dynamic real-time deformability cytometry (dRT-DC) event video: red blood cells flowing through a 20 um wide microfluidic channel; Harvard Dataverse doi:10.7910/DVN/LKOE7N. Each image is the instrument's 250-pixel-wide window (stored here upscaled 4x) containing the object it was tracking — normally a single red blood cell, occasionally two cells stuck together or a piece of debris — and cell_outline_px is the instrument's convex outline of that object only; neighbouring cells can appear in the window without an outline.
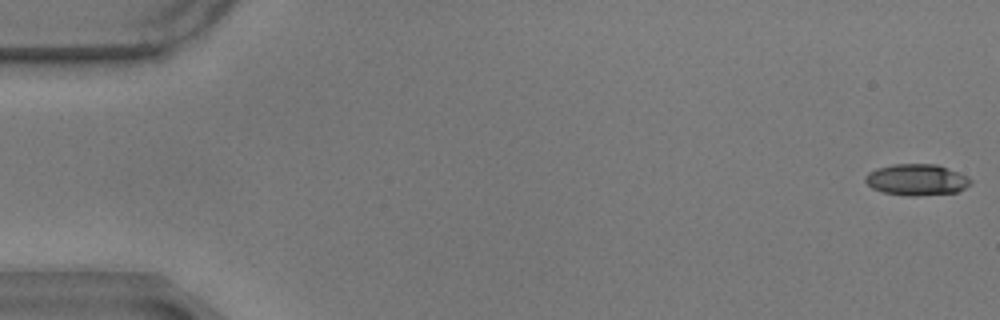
{"species": "common noctule bat (a hibernating species)", "species_latin": "Nyctalus noctula", "temperature_condition": "warm", "stored_images_in_passage": 58, "camera_frame_rate_fps": 3000, "um_per_image_px": 0.085, "animal": {"sex": "male", "body_mass_g": 17.9}, "frame": {"image": 1, "passage_image": 1, "time_ms": 0.0, "image_size_px": [1000, 320], "cell_outline_px": [[972, 184], [956, 192], [916, 196], [908, 196], [884, 192], [872, 188], [864, 180], [864, 176], [868, 172], [876, 168], [892, 164], [936, 164], [948, 168], [968, 176], [972, 180]], "centroid_in_image_um": [77.91, 15.27], "position_along_channel_um": 7.1, "area_um2": 19.31}}
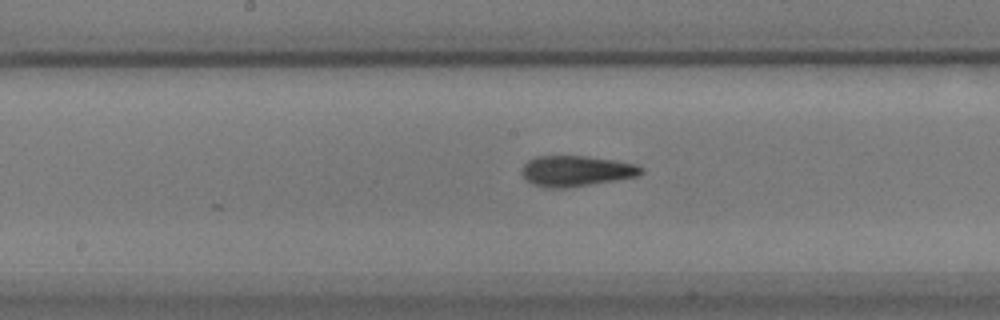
{"frame": {"image": 2, "passage_image": 30, "time_ms": 9.667, "image_size_px": [1000, 320], "cell_outline_px": [[644, 172], [636, 176], [616, 180], [568, 188], [544, 188], [532, 184], [520, 172], [520, 168], [528, 160], [536, 156], [584, 156], [616, 160], [636, 164], [644, 168]], "centroid_in_image_um": [48.96, 14.53], "position_along_channel_um": 199.2, "area_um2": 21.5}}
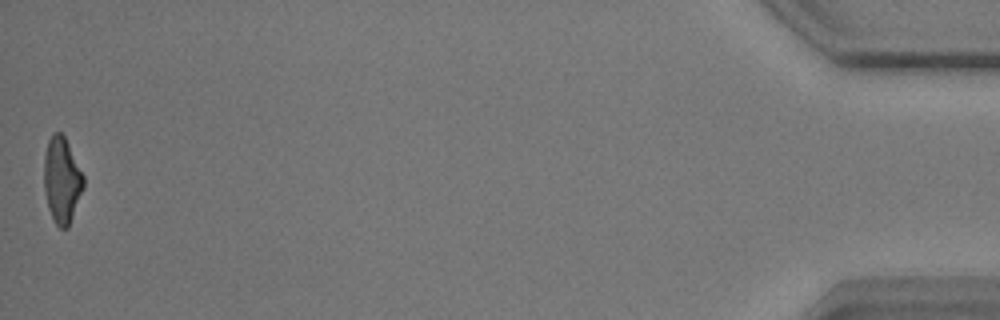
{"frame": {"image": 3, "passage_image": 58, "time_ms": 19.0, "image_size_px": [1000, 320], "cell_outline_px": [[84, 188], [68, 228], [60, 228], [56, 224], [48, 208], [44, 192], [44, 156], [48, 140], [52, 132], [60, 132], [64, 136], [84, 176]], "centroid_in_image_um": [5.25, 15.31], "position_along_channel_um": 429.9, "area_um2": 19.77}, "authors_computed_cell_mechanics": {"area_um2": 20.3745, "velocity_mm_per_s": 3.4817, "shape_relaxation_time_tau1_ms": 6.2801, "shape_relaxation_time_tau2_ms": 2.301, "deformation_change_tau1": 0.2127, "deformation_change_tau2": 0.1175}}